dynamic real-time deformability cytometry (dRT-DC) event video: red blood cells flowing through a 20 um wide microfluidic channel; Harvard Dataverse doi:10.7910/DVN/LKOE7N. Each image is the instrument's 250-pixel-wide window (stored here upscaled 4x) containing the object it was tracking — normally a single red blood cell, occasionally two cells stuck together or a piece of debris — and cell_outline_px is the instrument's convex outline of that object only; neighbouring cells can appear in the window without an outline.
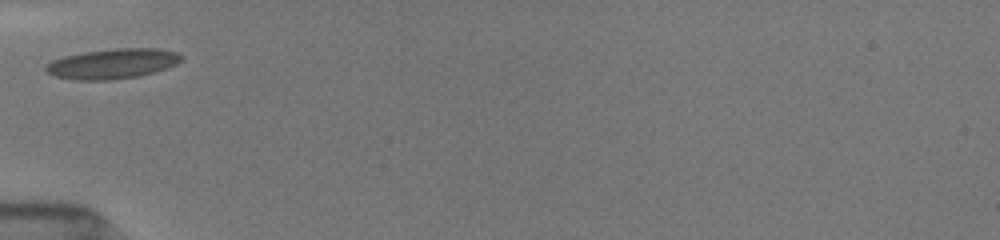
{"species": "common noctule bat (a hibernating species)", "species_latin": "Nyctalus noctula", "temperature_condition": "room temperature", "stored_images_in_passage": 1, "camera_frame_rate_fps": 3000, "um_per_image_px": 0.085, "animal": {"sex": "female", "body_mass_g": 19.5, "forearm_length_mm": 54.1}, "frame": {"image": 1, "passage_image": 1, "time_ms": 0.0, "image_size_px": [1000, 240], "cell_outline_px": [[184, 60], [176, 64], [156, 72], [140, 76], [108, 80], [76, 80], [56, 76], [48, 72], [44, 68], [44, 64], [52, 60], [64, 56], [84, 52], [116, 48], [156, 48], [176, 52], [184, 56]], "centroid_in_image_um": [9.59, 5.41], "position_along_channel_um": 75.4, "area_um2": 23.87}}